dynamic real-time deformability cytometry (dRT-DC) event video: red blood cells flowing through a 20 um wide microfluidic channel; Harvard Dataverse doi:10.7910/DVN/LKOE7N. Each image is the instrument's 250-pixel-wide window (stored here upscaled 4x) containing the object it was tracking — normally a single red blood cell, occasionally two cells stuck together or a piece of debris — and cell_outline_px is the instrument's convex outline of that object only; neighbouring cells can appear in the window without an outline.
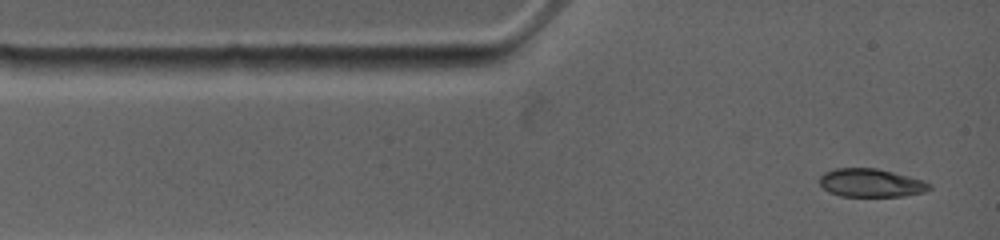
{"species": "common noctule bat (a hibernating species)", "species_latin": "Nyctalus noctula", "temperature_condition": "warm", "stored_images_in_passage": 6, "camera_frame_rate_fps": 4500, "um_per_image_px": 0.085, "animal": {"sex": "female", "body_mass_g": 19.0, "forearm_length_mm": 53.3}, "frame": {"image": 1, "passage_image": 1, "time_ms": 0.0, "image_size_px": [1000, 240], "cell_outline_px": [[932, 188], [924, 192], [904, 196], [840, 196], [824, 188], [820, 184], [820, 176], [824, 172], [836, 168], [876, 168], [924, 180], [932, 184]], "centroid_in_image_um": [74.06, 15.54], "position_along_channel_um": 10.9, "area_um2": 18.03}}
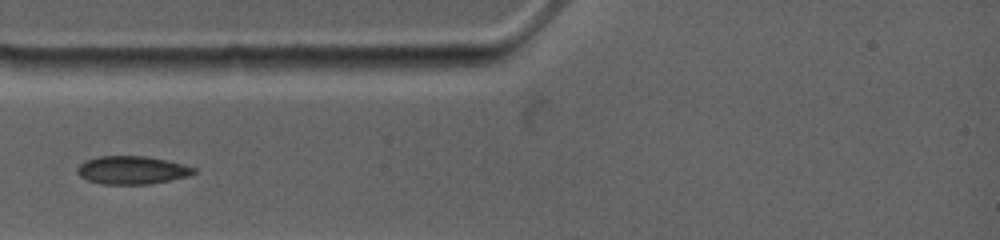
{"frame": {"image": 2, "passage_image": 4, "time_ms": 2.444, "image_size_px": [1000, 240], "cell_outline_px": [[196, 172], [188, 176], [148, 184], [100, 184], [88, 180], [80, 176], [76, 172], [76, 168], [84, 160], [96, 156], [144, 156], [184, 164], [196, 168]], "centroid_in_image_um": [11.17, 14.45], "position_along_channel_um": 73.8, "area_um2": 19.07}}